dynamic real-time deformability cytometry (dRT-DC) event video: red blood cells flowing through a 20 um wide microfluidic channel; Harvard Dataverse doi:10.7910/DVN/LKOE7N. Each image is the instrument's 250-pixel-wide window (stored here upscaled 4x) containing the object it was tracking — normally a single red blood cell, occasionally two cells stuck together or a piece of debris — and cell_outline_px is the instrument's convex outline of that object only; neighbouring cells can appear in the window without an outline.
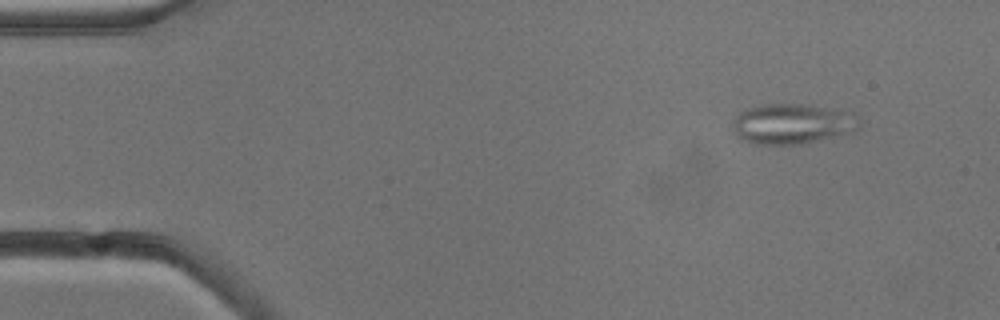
{"species": "common noctule bat (a hibernating species)", "species_latin": "Nyctalus noctula", "temperature_condition": "cold", "stored_images_in_passage": 6, "camera_frame_rate_fps": 3000, "um_per_image_px": 0.085, "animal": {"sex": "male", "body_mass_g": 13.3}, "frame": {"image": 1, "passage_image": 2, "time_ms": 1.0, "image_size_px": [1000, 320], "cell_outline_px": [[860, 124], [856, 132], [800, 144], [752, 144], [736, 136], [732, 120], [740, 112], [760, 104], [808, 104], [852, 112], [856, 116]], "centroid_in_image_um": [67.37, 10.52], "position_along_channel_um": 17.6, "area_um2": 29.88}}
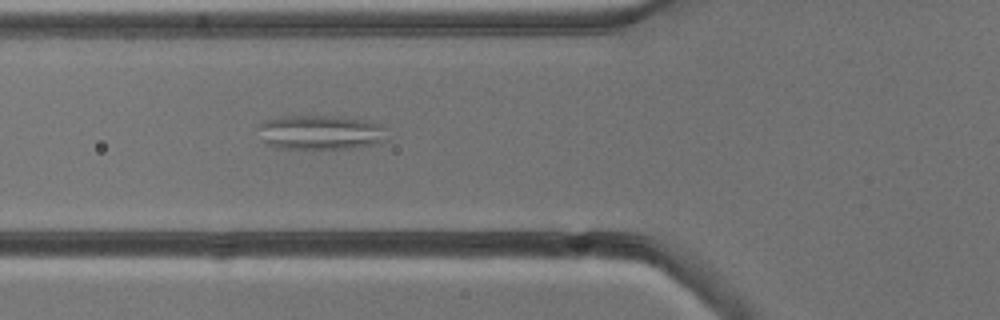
{"frame": {"image": 2, "passage_image": 6, "time_ms": 5.667, "image_size_px": [1000, 320], "cell_outline_px": [[392, 140], [380, 144], [352, 148], [280, 148], [264, 144], [256, 128], [256, 124], [280, 116], [336, 116], [368, 120], [380, 124], [384, 128]], "centroid_in_image_um": [27.29, 11.25], "position_along_channel_um": 98.5, "area_um2": 26.59}}